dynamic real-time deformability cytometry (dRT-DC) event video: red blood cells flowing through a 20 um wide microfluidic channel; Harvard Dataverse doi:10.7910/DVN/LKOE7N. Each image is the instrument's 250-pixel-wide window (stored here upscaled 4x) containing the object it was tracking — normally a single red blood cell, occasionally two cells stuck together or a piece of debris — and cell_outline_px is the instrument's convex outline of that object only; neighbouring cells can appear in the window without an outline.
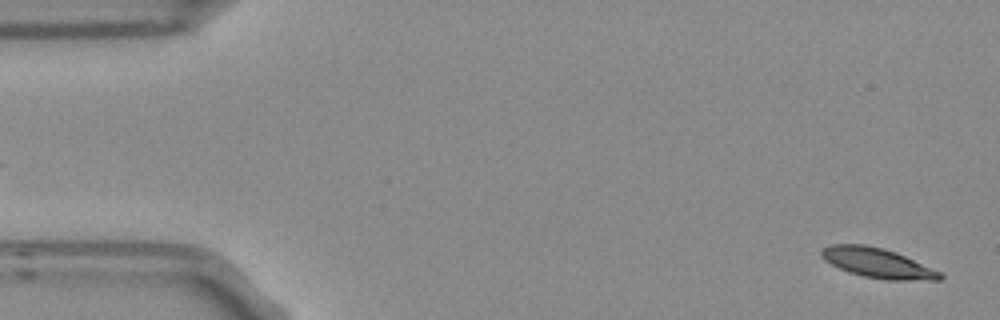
{"species": "Egyptian fruit bat (a non-hibernating species)", "species_latin": "Rousettus aegyptiacus", "temperature_condition": "room temperature", "stored_images_in_passage": 4, "segment_of_instrument_passage": [2, 2], "camera_frame_rate_fps": 3000, "um_per_image_px": 0.085, "frame": {"image": 1, "passage_image": 4, "time_ms": 1.0, "image_size_px": [1000, 320], "cell_outline_px": [[944, 276], [940, 280], [888, 280], [864, 276], [848, 272], [824, 260], [820, 256], [820, 252], [824, 248], [832, 244], [864, 244], [884, 248], [896, 252], [940, 272]], "centroid_in_image_um": [74.57, 22.35], "position_along_channel_um": 10.4, "area_um2": 20.4}}